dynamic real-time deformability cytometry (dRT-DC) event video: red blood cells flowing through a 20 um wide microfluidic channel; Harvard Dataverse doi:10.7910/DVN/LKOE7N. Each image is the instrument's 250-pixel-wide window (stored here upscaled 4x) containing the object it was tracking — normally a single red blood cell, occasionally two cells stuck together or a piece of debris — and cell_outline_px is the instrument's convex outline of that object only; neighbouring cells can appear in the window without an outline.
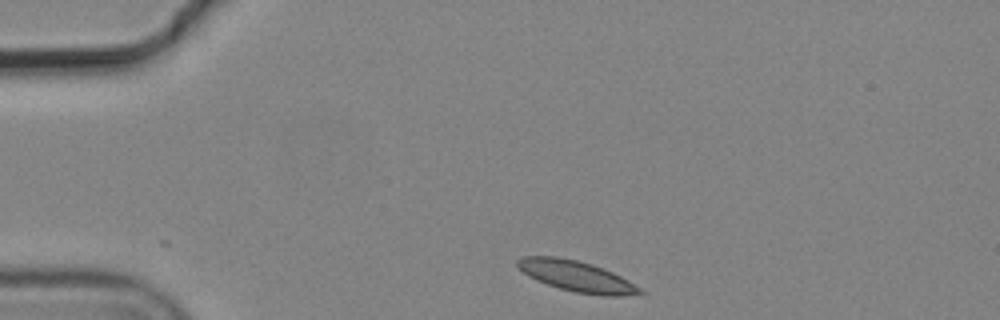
{"species": "common noctule bat (a hibernating species)", "species_latin": "Nyctalus noctula", "temperature_condition": "cold", "stored_images_in_passage": 1, "camera_frame_rate_fps": 3000, "um_per_image_px": 0.085, "animal": {"sex": "male", "body_mass_g": 19.2, "forearm_length_mm": 51.8}, "frame": {"image": 1, "passage_image": 1, "time_ms": 0.0, "image_size_px": [1000, 320], "cell_outline_px": [[648, 292], [624, 296], [604, 296], [576, 292], [560, 288], [536, 280], [528, 276], [516, 264], [516, 260], [524, 256], [556, 256], [576, 260], [592, 264], [612, 272], [628, 280]], "centroid_in_image_um": [49.04, 23.48], "position_along_channel_um": 36.0, "area_um2": 21.85}}